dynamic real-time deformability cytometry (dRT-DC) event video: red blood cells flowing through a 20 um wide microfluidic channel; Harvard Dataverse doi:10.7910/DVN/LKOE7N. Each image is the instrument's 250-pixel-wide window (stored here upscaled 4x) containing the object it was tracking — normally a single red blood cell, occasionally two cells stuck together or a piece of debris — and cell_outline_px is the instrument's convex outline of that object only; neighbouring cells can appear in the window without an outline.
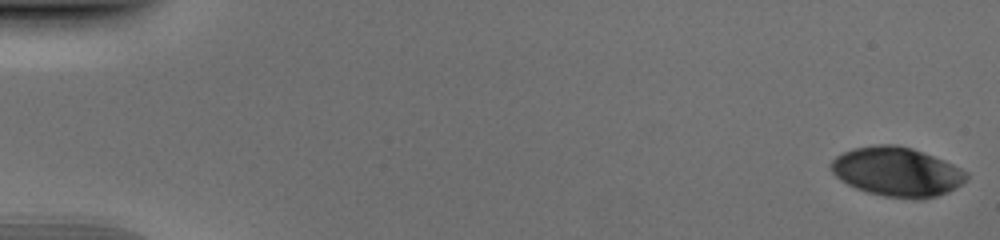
{"species": "human", "species_latin": "Homo sapiens", "temperature_condition": "cold", "stored_images_in_passage": 52, "camera_frame_rate_fps": 3000, "um_per_image_px": 0.085, "donor": {"sex": "male"}, "frame": {"image": 1, "passage_image": 1, "time_ms": 0.0, "image_size_px": [1000, 240], "cell_outline_px": [[968, 176], [960, 184], [948, 192], [936, 196], [920, 200], [916, 200], [884, 196], [868, 192], [856, 188], [840, 180], [828, 168], [828, 164], [836, 156], [852, 148], [872, 144], [896, 144], [912, 148], [944, 160], [968, 172]], "centroid_in_image_um": [76.2, 14.59], "position_along_channel_um": 8.8, "area_um2": 39.07}}
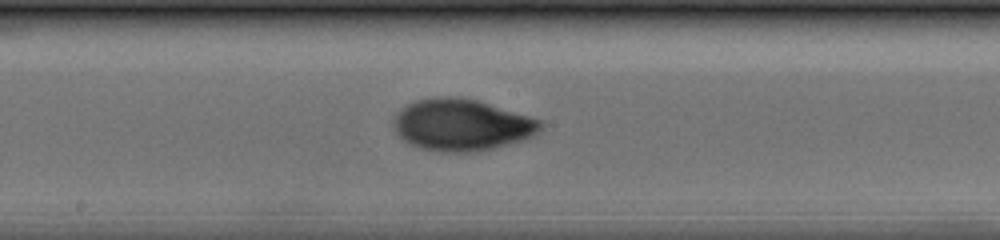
{"frame": {"image": 2, "passage_image": 29, "time_ms": 9.333, "image_size_px": [1000, 240], "cell_outline_px": [[544, 128], [540, 132], [524, 140], [476, 152], [440, 152], [420, 148], [408, 144], [396, 132], [392, 124], [392, 120], [396, 112], [400, 108], [416, 100], [440, 96], [460, 96], [476, 100], [544, 120]], "centroid_in_image_um": [39.25, 10.61], "position_along_channel_um": 208.9, "area_um2": 44.85}}
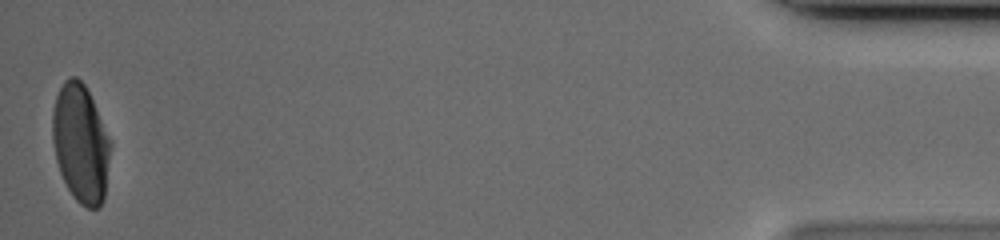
{"frame": {"image": 3, "passage_image": 52, "time_ms": 17.0, "image_size_px": [1000, 240], "cell_outline_px": [[112, 144], [104, 200], [100, 208], [88, 208], [80, 204], [72, 196], [60, 172], [56, 160], [52, 140], [52, 112], [56, 96], [64, 80], [68, 76], [76, 76], [84, 84], [112, 140]], "centroid_in_image_um": [6.87, 12.2], "position_along_channel_um": 428.3, "area_um2": 40.4}}